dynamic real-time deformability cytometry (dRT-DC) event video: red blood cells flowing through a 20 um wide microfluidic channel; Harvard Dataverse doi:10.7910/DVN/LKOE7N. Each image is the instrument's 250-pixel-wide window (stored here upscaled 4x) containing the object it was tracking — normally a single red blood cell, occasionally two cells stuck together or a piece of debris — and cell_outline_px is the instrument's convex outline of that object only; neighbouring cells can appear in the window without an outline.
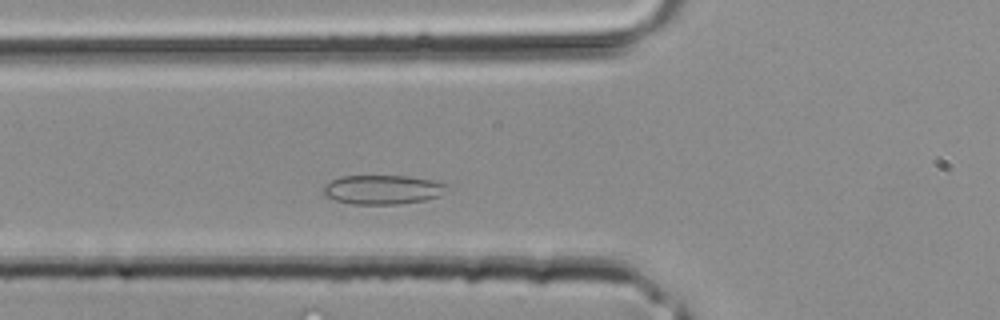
{"species": "common noctule bat (a hibernating species)", "species_latin": "Nyctalus noctula", "temperature_condition": "room temperature", "stored_images_in_passage": 31, "camera_frame_rate_fps": 3000, "um_per_image_px": 0.085, "animal": {"sex": "male", "body_mass_g": 20.4}, "frame": {"image": 1, "passage_image": 5, "time_ms": 1.333, "image_size_px": [1000, 320], "cell_outline_px": [[452, 188], [440, 196], [424, 200], [396, 204], [352, 204], [336, 200], [324, 196], [324, 184], [340, 176], [408, 176], [432, 180], [452, 184]], "centroid_in_image_um": [32.6, 16.11], "position_along_channel_um": 93.2, "area_um2": 21.33}}
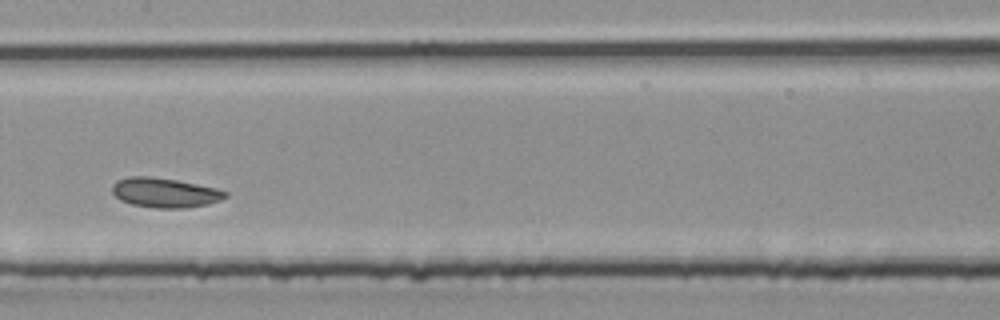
{"frame": {"image": 2, "passage_image": 11, "time_ms": 3.333, "image_size_px": [1000, 320], "cell_outline_px": [[228, 196], [220, 200], [208, 204], [184, 208], [156, 208], [132, 204], [120, 200], [112, 192], [112, 184], [116, 180], [128, 176], [148, 176], [176, 180], [216, 188], [228, 192]], "centroid_in_image_um": [13.99, 16.37], "position_along_channel_um": 193.4, "area_um2": 19.54}}
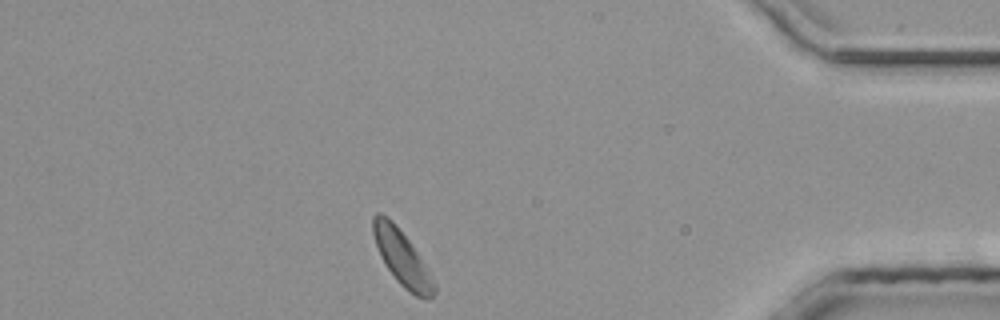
{"frame": {"image": 3, "passage_image": 26, "time_ms": 8.333, "image_size_px": [1000, 320], "cell_outline_px": [[436, 292], [428, 300], [416, 296], [408, 292], [396, 280], [384, 264], [380, 256], [372, 232], [372, 216], [376, 212], [380, 212], [388, 216], [396, 224], [412, 244], [436, 284]], "centroid_in_image_um": [34.15, 21.9], "position_along_channel_um": 401.1, "area_um2": 19.71}}